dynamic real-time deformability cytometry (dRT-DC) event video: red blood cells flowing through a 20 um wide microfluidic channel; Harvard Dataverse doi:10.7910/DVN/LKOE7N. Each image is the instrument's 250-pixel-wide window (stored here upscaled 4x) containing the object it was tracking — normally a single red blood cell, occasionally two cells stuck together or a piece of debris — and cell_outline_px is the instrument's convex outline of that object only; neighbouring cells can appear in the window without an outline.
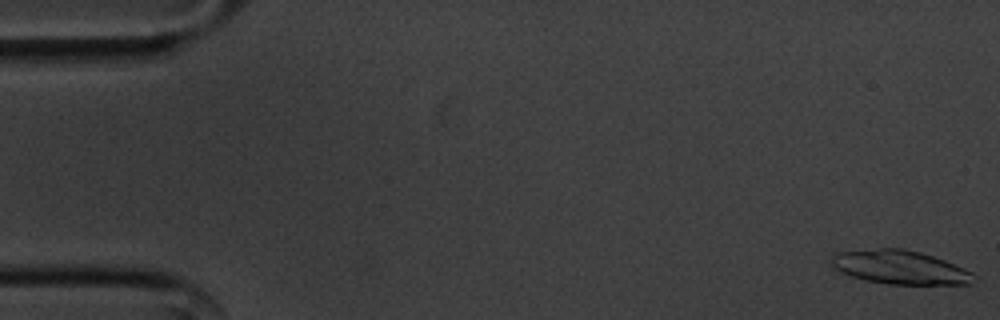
{"species": "common noctule bat (a hibernating species)", "species_latin": "Nyctalus noctula", "temperature_condition": "cold", "stored_images_in_passage": 55, "camera_frame_rate_fps": 3000, "um_per_image_px": 0.085, "animal": {"sex": "male", "body_mass_g": 20.1, "forearm_length_mm": 53.5}, "frame": {"image": 1, "passage_image": 1, "time_ms": 0.0, "image_size_px": [1000, 320], "cell_outline_px": [[976, 276], [972, 284], [888, 284], [864, 280], [840, 272], [832, 264], [832, 256], [836, 252], [880, 248], [904, 248], [920, 252], [944, 260], [972, 272]], "centroid_in_image_um": [76.5, 22.72], "position_along_channel_um": 8.5, "area_um2": 27.86}}